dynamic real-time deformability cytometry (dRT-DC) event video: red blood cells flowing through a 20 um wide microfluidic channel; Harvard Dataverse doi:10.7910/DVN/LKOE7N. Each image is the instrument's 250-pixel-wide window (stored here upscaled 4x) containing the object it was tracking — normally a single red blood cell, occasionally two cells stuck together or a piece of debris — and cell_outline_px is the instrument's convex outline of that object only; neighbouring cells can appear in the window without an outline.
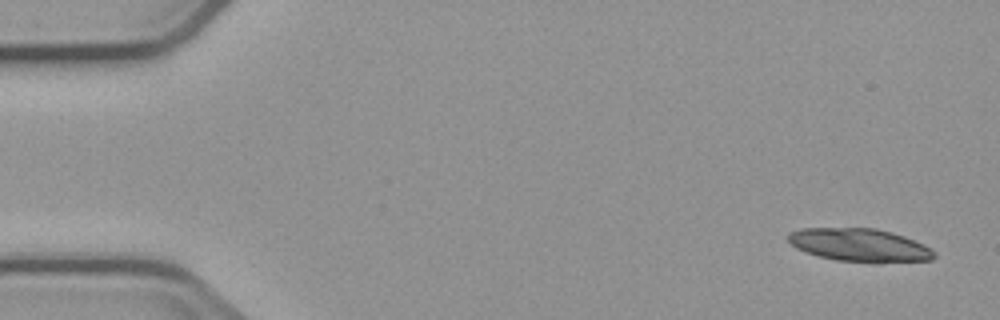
{"species": "common noctule bat (a hibernating species)", "species_latin": "Nyctalus noctula", "temperature_condition": "cold", "stored_images_in_passage": 4, "segment_of_instrument_passage": [2, 2], "camera_frame_rate_fps": 3000, "um_per_image_px": 0.085, "animal": {"sex": "male", "body_mass_g": 23.1, "forearm_length_mm": 52.7}, "frame": {"image": 1, "passage_image": 4, "time_ms": 4.667, "image_size_px": [1000, 320], "cell_outline_px": [[936, 256], [932, 260], [880, 264], [876, 264], [836, 260], [804, 252], [796, 248], [788, 240], [788, 232], [800, 228], [876, 228], [892, 232], [904, 236], [924, 244], [932, 248], [936, 252]], "centroid_in_image_um": [73.12, 20.85], "position_along_channel_um": 11.9, "area_um2": 28.84}}